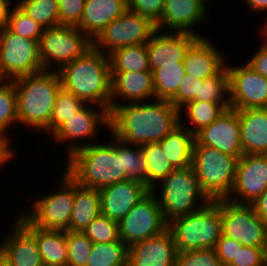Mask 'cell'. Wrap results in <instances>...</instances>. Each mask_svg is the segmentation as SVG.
I'll list each match as a JSON object with an SVG mask.
<instances>
[{
  "label": "cell",
  "instance_id": "cell-1",
  "mask_svg": "<svg viewBox=\"0 0 267 266\" xmlns=\"http://www.w3.org/2000/svg\"><path fill=\"white\" fill-rule=\"evenodd\" d=\"M180 124V110L169 100L118 104L109 112L108 130L136 146L159 143Z\"/></svg>",
  "mask_w": 267,
  "mask_h": 266
},
{
  "label": "cell",
  "instance_id": "cell-2",
  "mask_svg": "<svg viewBox=\"0 0 267 266\" xmlns=\"http://www.w3.org/2000/svg\"><path fill=\"white\" fill-rule=\"evenodd\" d=\"M61 87L82 99L111 111V70L109 57L92 47L83 56L57 70Z\"/></svg>",
  "mask_w": 267,
  "mask_h": 266
},
{
  "label": "cell",
  "instance_id": "cell-3",
  "mask_svg": "<svg viewBox=\"0 0 267 266\" xmlns=\"http://www.w3.org/2000/svg\"><path fill=\"white\" fill-rule=\"evenodd\" d=\"M114 138L110 143H85V147L67 157L66 172L79 186L100 190L126 181L121 170L122 141Z\"/></svg>",
  "mask_w": 267,
  "mask_h": 266
},
{
  "label": "cell",
  "instance_id": "cell-4",
  "mask_svg": "<svg viewBox=\"0 0 267 266\" xmlns=\"http://www.w3.org/2000/svg\"><path fill=\"white\" fill-rule=\"evenodd\" d=\"M18 124L50 132V117L61 81L56 70H43L14 80Z\"/></svg>",
  "mask_w": 267,
  "mask_h": 266
},
{
  "label": "cell",
  "instance_id": "cell-5",
  "mask_svg": "<svg viewBox=\"0 0 267 266\" xmlns=\"http://www.w3.org/2000/svg\"><path fill=\"white\" fill-rule=\"evenodd\" d=\"M177 252L215 249L222 235L220 199L209 201L204 207L168 222Z\"/></svg>",
  "mask_w": 267,
  "mask_h": 266
},
{
  "label": "cell",
  "instance_id": "cell-6",
  "mask_svg": "<svg viewBox=\"0 0 267 266\" xmlns=\"http://www.w3.org/2000/svg\"><path fill=\"white\" fill-rule=\"evenodd\" d=\"M237 158L215 148L193 145L191 166L210 201L227 199L233 190Z\"/></svg>",
  "mask_w": 267,
  "mask_h": 266
},
{
  "label": "cell",
  "instance_id": "cell-7",
  "mask_svg": "<svg viewBox=\"0 0 267 266\" xmlns=\"http://www.w3.org/2000/svg\"><path fill=\"white\" fill-rule=\"evenodd\" d=\"M158 196L157 187L151 191L156 195L163 218L168 223L172 219L198 211L210 200L201 191L197 176L189 166L184 169H174L168 177L160 181ZM203 205L197 204L199 200Z\"/></svg>",
  "mask_w": 267,
  "mask_h": 266
},
{
  "label": "cell",
  "instance_id": "cell-8",
  "mask_svg": "<svg viewBox=\"0 0 267 266\" xmlns=\"http://www.w3.org/2000/svg\"><path fill=\"white\" fill-rule=\"evenodd\" d=\"M92 47L93 41L76 26L44 28L39 39V55L43 70H50V65L56 63L58 67L54 70L57 71L65 64L83 56Z\"/></svg>",
  "mask_w": 267,
  "mask_h": 266
},
{
  "label": "cell",
  "instance_id": "cell-9",
  "mask_svg": "<svg viewBox=\"0 0 267 266\" xmlns=\"http://www.w3.org/2000/svg\"><path fill=\"white\" fill-rule=\"evenodd\" d=\"M62 178L58 191L35 200L32 213L22 211V215L35 227L68 230L74 205V179L66 171Z\"/></svg>",
  "mask_w": 267,
  "mask_h": 266
},
{
  "label": "cell",
  "instance_id": "cell-10",
  "mask_svg": "<svg viewBox=\"0 0 267 266\" xmlns=\"http://www.w3.org/2000/svg\"><path fill=\"white\" fill-rule=\"evenodd\" d=\"M0 70L10 80L43 71L39 55V40L0 28Z\"/></svg>",
  "mask_w": 267,
  "mask_h": 266
},
{
  "label": "cell",
  "instance_id": "cell-11",
  "mask_svg": "<svg viewBox=\"0 0 267 266\" xmlns=\"http://www.w3.org/2000/svg\"><path fill=\"white\" fill-rule=\"evenodd\" d=\"M156 31L151 19L127 10L101 31L93 40V47L108 55L120 47L147 44Z\"/></svg>",
  "mask_w": 267,
  "mask_h": 266
},
{
  "label": "cell",
  "instance_id": "cell-12",
  "mask_svg": "<svg viewBox=\"0 0 267 266\" xmlns=\"http://www.w3.org/2000/svg\"><path fill=\"white\" fill-rule=\"evenodd\" d=\"M222 235L233 238L242 246L265 247L267 224L251 205L220 199Z\"/></svg>",
  "mask_w": 267,
  "mask_h": 266
},
{
  "label": "cell",
  "instance_id": "cell-13",
  "mask_svg": "<svg viewBox=\"0 0 267 266\" xmlns=\"http://www.w3.org/2000/svg\"><path fill=\"white\" fill-rule=\"evenodd\" d=\"M167 227L156 195L150 191L118 223L119 238L130 247L162 234Z\"/></svg>",
  "mask_w": 267,
  "mask_h": 266
},
{
  "label": "cell",
  "instance_id": "cell-14",
  "mask_svg": "<svg viewBox=\"0 0 267 266\" xmlns=\"http://www.w3.org/2000/svg\"><path fill=\"white\" fill-rule=\"evenodd\" d=\"M229 75L230 108L235 110L267 108V78L247 63L226 66Z\"/></svg>",
  "mask_w": 267,
  "mask_h": 266
},
{
  "label": "cell",
  "instance_id": "cell-15",
  "mask_svg": "<svg viewBox=\"0 0 267 266\" xmlns=\"http://www.w3.org/2000/svg\"><path fill=\"white\" fill-rule=\"evenodd\" d=\"M267 189V156L243 154L236 165L233 190L227 200L251 205ZM242 199V200H241Z\"/></svg>",
  "mask_w": 267,
  "mask_h": 266
},
{
  "label": "cell",
  "instance_id": "cell-16",
  "mask_svg": "<svg viewBox=\"0 0 267 266\" xmlns=\"http://www.w3.org/2000/svg\"><path fill=\"white\" fill-rule=\"evenodd\" d=\"M194 145H204L239 159L243 155L237 110L226 109L209 126L195 134Z\"/></svg>",
  "mask_w": 267,
  "mask_h": 266
},
{
  "label": "cell",
  "instance_id": "cell-17",
  "mask_svg": "<svg viewBox=\"0 0 267 266\" xmlns=\"http://www.w3.org/2000/svg\"><path fill=\"white\" fill-rule=\"evenodd\" d=\"M97 108L96 110L91 109V107L89 108L88 104H86L82 109L74 114V116L61 124L52 133L57 142H65L70 139V142H72V140L74 141L68 145V147L70 146L68 149L69 155L67 154L68 157L77 150L85 147L84 143H75L76 140L81 138L83 142L85 138H93V135L97 132L96 130H98L97 127H100L101 125H103L104 128H109V112L101 106H98Z\"/></svg>",
  "mask_w": 267,
  "mask_h": 266
},
{
  "label": "cell",
  "instance_id": "cell-18",
  "mask_svg": "<svg viewBox=\"0 0 267 266\" xmlns=\"http://www.w3.org/2000/svg\"><path fill=\"white\" fill-rule=\"evenodd\" d=\"M151 190L144 184L126 180L99 190L101 214L120 222Z\"/></svg>",
  "mask_w": 267,
  "mask_h": 266
},
{
  "label": "cell",
  "instance_id": "cell-19",
  "mask_svg": "<svg viewBox=\"0 0 267 266\" xmlns=\"http://www.w3.org/2000/svg\"><path fill=\"white\" fill-rule=\"evenodd\" d=\"M177 253L172 233L167 229L128 247L127 266H174Z\"/></svg>",
  "mask_w": 267,
  "mask_h": 266
},
{
  "label": "cell",
  "instance_id": "cell-20",
  "mask_svg": "<svg viewBox=\"0 0 267 266\" xmlns=\"http://www.w3.org/2000/svg\"><path fill=\"white\" fill-rule=\"evenodd\" d=\"M157 30L147 43L151 72L169 64H183L189 46L198 36L189 33H158Z\"/></svg>",
  "mask_w": 267,
  "mask_h": 266
},
{
  "label": "cell",
  "instance_id": "cell-21",
  "mask_svg": "<svg viewBox=\"0 0 267 266\" xmlns=\"http://www.w3.org/2000/svg\"><path fill=\"white\" fill-rule=\"evenodd\" d=\"M14 226L0 244V256L10 266H44L36 237L18 219Z\"/></svg>",
  "mask_w": 267,
  "mask_h": 266
},
{
  "label": "cell",
  "instance_id": "cell-22",
  "mask_svg": "<svg viewBox=\"0 0 267 266\" xmlns=\"http://www.w3.org/2000/svg\"><path fill=\"white\" fill-rule=\"evenodd\" d=\"M206 7L201 0H165L163 15L156 23V28L160 31L165 26L176 33L202 37L191 28L206 18Z\"/></svg>",
  "mask_w": 267,
  "mask_h": 266
},
{
  "label": "cell",
  "instance_id": "cell-23",
  "mask_svg": "<svg viewBox=\"0 0 267 266\" xmlns=\"http://www.w3.org/2000/svg\"><path fill=\"white\" fill-rule=\"evenodd\" d=\"M111 110L119 103L116 98H122L127 103H138L155 97L153 74L151 71L141 72H111Z\"/></svg>",
  "mask_w": 267,
  "mask_h": 266
},
{
  "label": "cell",
  "instance_id": "cell-24",
  "mask_svg": "<svg viewBox=\"0 0 267 266\" xmlns=\"http://www.w3.org/2000/svg\"><path fill=\"white\" fill-rule=\"evenodd\" d=\"M210 41L202 36L189 46L183 60L186 73L205 79L216 75L226 65L224 55Z\"/></svg>",
  "mask_w": 267,
  "mask_h": 266
},
{
  "label": "cell",
  "instance_id": "cell-25",
  "mask_svg": "<svg viewBox=\"0 0 267 266\" xmlns=\"http://www.w3.org/2000/svg\"><path fill=\"white\" fill-rule=\"evenodd\" d=\"M127 10V0H86L83 16L76 27L93 41L108 24Z\"/></svg>",
  "mask_w": 267,
  "mask_h": 266
},
{
  "label": "cell",
  "instance_id": "cell-26",
  "mask_svg": "<svg viewBox=\"0 0 267 266\" xmlns=\"http://www.w3.org/2000/svg\"><path fill=\"white\" fill-rule=\"evenodd\" d=\"M243 154L267 153V108L237 110Z\"/></svg>",
  "mask_w": 267,
  "mask_h": 266
},
{
  "label": "cell",
  "instance_id": "cell-27",
  "mask_svg": "<svg viewBox=\"0 0 267 266\" xmlns=\"http://www.w3.org/2000/svg\"><path fill=\"white\" fill-rule=\"evenodd\" d=\"M18 220L36 237L44 266H67L66 231L37 228L22 213Z\"/></svg>",
  "mask_w": 267,
  "mask_h": 266
},
{
  "label": "cell",
  "instance_id": "cell-28",
  "mask_svg": "<svg viewBox=\"0 0 267 266\" xmlns=\"http://www.w3.org/2000/svg\"><path fill=\"white\" fill-rule=\"evenodd\" d=\"M100 214L99 190L79 186L74 180V205L67 231L83 232Z\"/></svg>",
  "mask_w": 267,
  "mask_h": 266
},
{
  "label": "cell",
  "instance_id": "cell-29",
  "mask_svg": "<svg viewBox=\"0 0 267 266\" xmlns=\"http://www.w3.org/2000/svg\"><path fill=\"white\" fill-rule=\"evenodd\" d=\"M175 127L159 142L163 152L174 169H184L191 166L195 135L182 123Z\"/></svg>",
  "mask_w": 267,
  "mask_h": 266
},
{
  "label": "cell",
  "instance_id": "cell-30",
  "mask_svg": "<svg viewBox=\"0 0 267 266\" xmlns=\"http://www.w3.org/2000/svg\"><path fill=\"white\" fill-rule=\"evenodd\" d=\"M111 72L151 71L147 44L125 46L108 54Z\"/></svg>",
  "mask_w": 267,
  "mask_h": 266
},
{
  "label": "cell",
  "instance_id": "cell-31",
  "mask_svg": "<svg viewBox=\"0 0 267 266\" xmlns=\"http://www.w3.org/2000/svg\"><path fill=\"white\" fill-rule=\"evenodd\" d=\"M183 109L191 124V127L187 129L194 135L202 128L209 126L226 110L221 103L192 100L180 108V118L184 112Z\"/></svg>",
  "mask_w": 267,
  "mask_h": 266
},
{
  "label": "cell",
  "instance_id": "cell-32",
  "mask_svg": "<svg viewBox=\"0 0 267 266\" xmlns=\"http://www.w3.org/2000/svg\"><path fill=\"white\" fill-rule=\"evenodd\" d=\"M185 73L184 64L162 65L155 69L152 72L155 98L170 100L177 93Z\"/></svg>",
  "mask_w": 267,
  "mask_h": 266
},
{
  "label": "cell",
  "instance_id": "cell-33",
  "mask_svg": "<svg viewBox=\"0 0 267 266\" xmlns=\"http://www.w3.org/2000/svg\"><path fill=\"white\" fill-rule=\"evenodd\" d=\"M128 247L119 239L110 243H93L87 266H127Z\"/></svg>",
  "mask_w": 267,
  "mask_h": 266
},
{
  "label": "cell",
  "instance_id": "cell-34",
  "mask_svg": "<svg viewBox=\"0 0 267 266\" xmlns=\"http://www.w3.org/2000/svg\"><path fill=\"white\" fill-rule=\"evenodd\" d=\"M16 3L43 28L60 26L58 0H19Z\"/></svg>",
  "mask_w": 267,
  "mask_h": 266
},
{
  "label": "cell",
  "instance_id": "cell-35",
  "mask_svg": "<svg viewBox=\"0 0 267 266\" xmlns=\"http://www.w3.org/2000/svg\"><path fill=\"white\" fill-rule=\"evenodd\" d=\"M141 151L148 162V188L152 190L174 170L159 143L141 146Z\"/></svg>",
  "mask_w": 267,
  "mask_h": 266
},
{
  "label": "cell",
  "instance_id": "cell-36",
  "mask_svg": "<svg viewBox=\"0 0 267 266\" xmlns=\"http://www.w3.org/2000/svg\"><path fill=\"white\" fill-rule=\"evenodd\" d=\"M121 170L127 180L138 181L148 187V162L141 151V146H130L122 141Z\"/></svg>",
  "mask_w": 267,
  "mask_h": 266
},
{
  "label": "cell",
  "instance_id": "cell-37",
  "mask_svg": "<svg viewBox=\"0 0 267 266\" xmlns=\"http://www.w3.org/2000/svg\"><path fill=\"white\" fill-rule=\"evenodd\" d=\"M229 94V75L225 65L216 75L203 79L199 90V101L221 103L226 109H229Z\"/></svg>",
  "mask_w": 267,
  "mask_h": 266
},
{
  "label": "cell",
  "instance_id": "cell-38",
  "mask_svg": "<svg viewBox=\"0 0 267 266\" xmlns=\"http://www.w3.org/2000/svg\"><path fill=\"white\" fill-rule=\"evenodd\" d=\"M85 105L82 99L61 87L56 95L55 105L50 117V133H53Z\"/></svg>",
  "mask_w": 267,
  "mask_h": 266
},
{
  "label": "cell",
  "instance_id": "cell-39",
  "mask_svg": "<svg viewBox=\"0 0 267 266\" xmlns=\"http://www.w3.org/2000/svg\"><path fill=\"white\" fill-rule=\"evenodd\" d=\"M67 266H87L93 242L83 232L66 231Z\"/></svg>",
  "mask_w": 267,
  "mask_h": 266
},
{
  "label": "cell",
  "instance_id": "cell-40",
  "mask_svg": "<svg viewBox=\"0 0 267 266\" xmlns=\"http://www.w3.org/2000/svg\"><path fill=\"white\" fill-rule=\"evenodd\" d=\"M6 27L12 33L32 40H39L44 30L39 23L35 22L17 5L10 11Z\"/></svg>",
  "mask_w": 267,
  "mask_h": 266
},
{
  "label": "cell",
  "instance_id": "cell-41",
  "mask_svg": "<svg viewBox=\"0 0 267 266\" xmlns=\"http://www.w3.org/2000/svg\"><path fill=\"white\" fill-rule=\"evenodd\" d=\"M11 124H18L17 92L13 81L0 89V132L5 134Z\"/></svg>",
  "mask_w": 267,
  "mask_h": 266
},
{
  "label": "cell",
  "instance_id": "cell-42",
  "mask_svg": "<svg viewBox=\"0 0 267 266\" xmlns=\"http://www.w3.org/2000/svg\"><path fill=\"white\" fill-rule=\"evenodd\" d=\"M93 243L118 241V222L100 214L83 231Z\"/></svg>",
  "mask_w": 267,
  "mask_h": 266
},
{
  "label": "cell",
  "instance_id": "cell-43",
  "mask_svg": "<svg viewBox=\"0 0 267 266\" xmlns=\"http://www.w3.org/2000/svg\"><path fill=\"white\" fill-rule=\"evenodd\" d=\"M174 266H223L215 249L178 252Z\"/></svg>",
  "mask_w": 267,
  "mask_h": 266
},
{
  "label": "cell",
  "instance_id": "cell-44",
  "mask_svg": "<svg viewBox=\"0 0 267 266\" xmlns=\"http://www.w3.org/2000/svg\"><path fill=\"white\" fill-rule=\"evenodd\" d=\"M203 79L185 73L177 93L169 100L178 110L192 100H199L200 85Z\"/></svg>",
  "mask_w": 267,
  "mask_h": 266
},
{
  "label": "cell",
  "instance_id": "cell-45",
  "mask_svg": "<svg viewBox=\"0 0 267 266\" xmlns=\"http://www.w3.org/2000/svg\"><path fill=\"white\" fill-rule=\"evenodd\" d=\"M265 247L242 246L229 266H266Z\"/></svg>",
  "mask_w": 267,
  "mask_h": 266
},
{
  "label": "cell",
  "instance_id": "cell-46",
  "mask_svg": "<svg viewBox=\"0 0 267 266\" xmlns=\"http://www.w3.org/2000/svg\"><path fill=\"white\" fill-rule=\"evenodd\" d=\"M86 0H58L60 25L77 26L83 16Z\"/></svg>",
  "mask_w": 267,
  "mask_h": 266
},
{
  "label": "cell",
  "instance_id": "cell-47",
  "mask_svg": "<svg viewBox=\"0 0 267 266\" xmlns=\"http://www.w3.org/2000/svg\"><path fill=\"white\" fill-rule=\"evenodd\" d=\"M165 0H127L128 10L151 19L155 24L163 15Z\"/></svg>",
  "mask_w": 267,
  "mask_h": 266
},
{
  "label": "cell",
  "instance_id": "cell-48",
  "mask_svg": "<svg viewBox=\"0 0 267 266\" xmlns=\"http://www.w3.org/2000/svg\"><path fill=\"white\" fill-rule=\"evenodd\" d=\"M242 245L233 238L221 235L215 247L218 258L223 266H229Z\"/></svg>",
  "mask_w": 267,
  "mask_h": 266
},
{
  "label": "cell",
  "instance_id": "cell-49",
  "mask_svg": "<svg viewBox=\"0 0 267 266\" xmlns=\"http://www.w3.org/2000/svg\"><path fill=\"white\" fill-rule=\"evenodd\" d=\"M261 46L247 64L261 76L267 78V43L264 41Z\"/></svg>",
  "mask_w": 267,
  "mask_h": 266
},
{
  "label": "cell",
  "instance_id": "cell-50",
  "mask_svg": "<svg viewBox=\"0 0 267 266\" xmlns=\"http://www.w3.org/2000/svg\"><path fill=\"white\" fill-rule=\"evenodd\" d=\"M255 214L267 224V189L251 204Z\"/></svg>",
  "mask_w": 267,
  "mask_h": 266
},
{
  "label": "cell",
  "instance_id": "cell-51",
  "mask_svg": "<svg viewBox=\"0 0 267 266\" xmlns=\"http://www.w3.org/2000/svg\"><path fill=\"white\" fill-rule=\"evenodd\" d=\"M13 149L8 143L7 134L0 132V167L3 166L13 156Z\"/></svg>",
  "mask_w": 267,
  "mask_h": 266
},
{
  "label": "cell",
  "instance_id": "cell-52",
  "mask_svg": "<svg viewBox=\"0 0 267 266\" xmlns=\"http://www.w3.org/2000/svg\"><path fill=\"white\" fill-rule=\"evenodd\" d=\"M10 0H0V28L7 26L8 18L10 14Z\"/></svg>",
  "mask_w": 267,
  "mask_h": 266
},
{
  "label": "cell",
  "instance_id": "cell-53",
  "mask_svg": "<svg viewBox=\"0 0 267 266\" xmlns=\"http://www.w3.org/2000/svg\"><path fill=\"white\" fill-rule=\"evenodd\" d=\"M245 2L252 11L262 12V10H267V0H245Z\"/></svg>",
  "mask_w": 267,
  "mask_h": 266
},
{
  "label": "cell",
  "instance_id": "cell-54",
  "mask_svg": "<svg viewBox=\"0 0 267 266\" xmlns=\"http://www.w3.org/2000/svg\"><path fill=\"white\" fill-rule=\"evenodd\" d=\"M10 80L0 70V89L6 85ZM5 83V84H4Z\"/></svg>",
  "mask_w": 267,
  "mask_h": 266
},
{
  "label": "cell",
  "instance_id": "cell-55",
  "mask_svg": "<svg viewBox=\"0 0 267 266\" xmlns=\"http://www.w3.org/2000/svg\"><path fill=\"white\" fill-rule=\"evenodd\" d=\"M266 25L264 26V30H262L263 32V37L265 39V42L267 43V18H266Z\"/></svg>",
  "mask_w": 267,
  "mask_h": 266
},
{
  "label": "cell",
  "instance_id": "cell-56",
  "mask_svg": "<svg viewBox=\"0 0 267 266\" xmlns=\"http://www.w3.org/2000/svg\"><path fill=\"white\" fill-rule=\"evenodd\" d=\"M0 266H10L5 259L0 256Z\"/></svg>",
  "mask_w": 267,
  "mask_h": 266
},
{
  "label": "cell",
  "instance_id": "cell-57",
  "mask_svg": "<svg viewBox=\"0 0 267 266\" xmlns=\"http://www.w3.org/2000/svg\"><path fill=\"white\" fill-rule=\"evenodd\" d=\"M265 252L267 254V234H266V245H265Z\"/></svg>",
  "mask_w": 267,
  "mask_h": 266
},
{
  "label": "cell",
  "instance_id": "cell-58",
  "mask_svg": "<svg viewBox=\"0 0 267 266\" xmlns=\"http://www.w3.org/2000/svg\"><path fill=\"white\" fill-rule=\"evenodd\" d=\"M205 5L207 4V0H201Z\"/></svg>",
  "mask_w": 267,
  "mask_h": 266
}]
</instances>
